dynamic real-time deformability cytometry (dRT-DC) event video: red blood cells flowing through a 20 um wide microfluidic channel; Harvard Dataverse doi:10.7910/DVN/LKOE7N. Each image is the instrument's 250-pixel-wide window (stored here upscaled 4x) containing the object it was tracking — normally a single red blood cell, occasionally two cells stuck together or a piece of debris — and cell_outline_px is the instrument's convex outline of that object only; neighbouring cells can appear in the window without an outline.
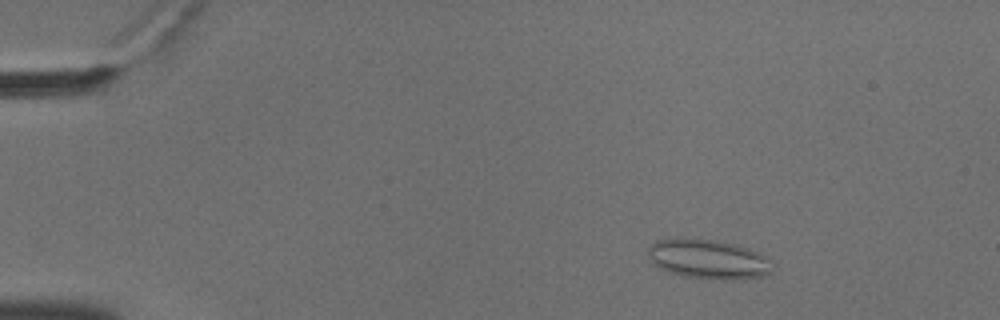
{"species": "common noctule bat (a hibernating species)", "species_latin": "Nyctalus noctula", "temperature_condition": "cold", "stored_images_in_passage": 56, "camera_frame_rate_fps": 3000, "um_per_image_px": 0.085, "animal": {"sex": "male", "body_mass_g": 18.8}, "frame": {"image": 1, "passage_image": 9, "time_ms": 2.667, "image_size_px": [1000, 320], "cell_outline_px": [[772, 272], [760, 276], [732, 280], [712, 280], [684, 276], [668, 272], [652, 264], [648, 252], [648, 248], [656, 240], [676, 236], [724, 240], [760, 252], [768, 260]], "centroid_in_image_um": [60.14, 21.99], "position_along_channel_um": 24.9, "area_um2": 29.3}}
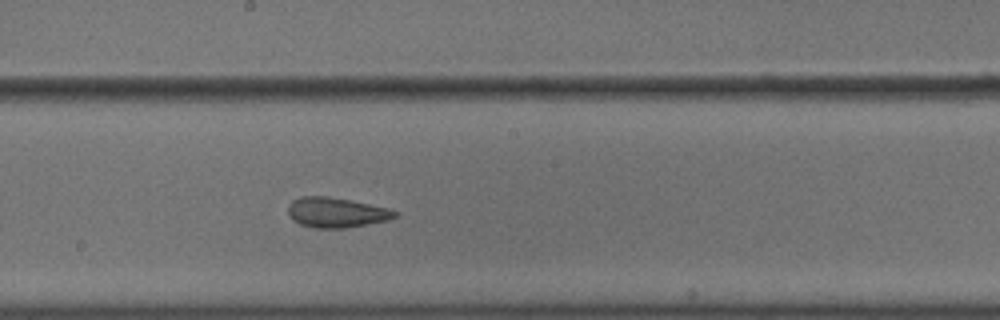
{"frame": {"image": 2, "passage_image": 32, "time_ms": 10.333, "image_size_px": [1000, 320], "cell_outline_px": [[400, 212], [396, 216], [388, 220], [344, 228], [316, 228], [300, 224], [292, 220], [288, 216], [288, 204], [292, 200], [300, 196], [324, 196], [348, 200], [388, 208]], "centroid_in_image_um": [28.54, 18.06], "position_along_channel_um": 219.7, "area_um2": 18.61}}
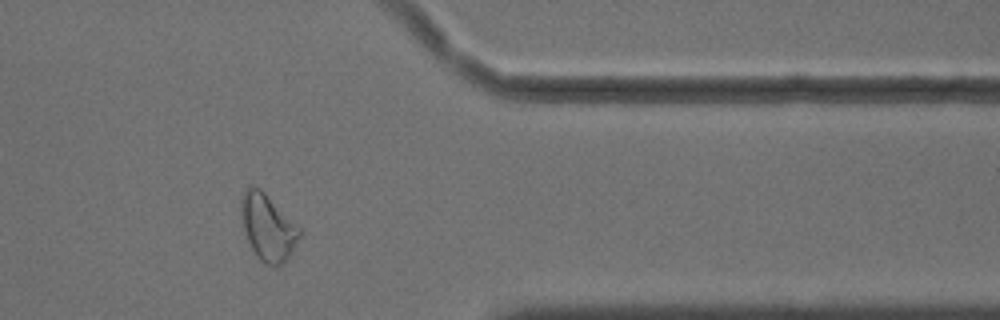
{"frame": {"image": 3, "passage_image": 47, "time_ms": 15.333, "image_size_px": [1000, 320], "cell_outline_px": [[300, 236], [284, 264], [268, 264], [260, 260], [256, 256], [244, 232], [240, 208], [240, 200], [244, 192], [252, 184], [260, 188], [300, 228]], "centroid_in_image_um": [22.74, 19.3], "position_along_channel_um": 388.7, "area_um2": 22.14}, "authors_computed_cell_mechanics": {"area_um2": 21.9929, "velocity_mm_per_s": 3.6183, "shape_relaxation_time_tau1_ms": null, "shape_relaxation_time_tau2_ms": 1.9987, "deformation_change_tau1": null, "deformation_change_tau2": 0.0792}}